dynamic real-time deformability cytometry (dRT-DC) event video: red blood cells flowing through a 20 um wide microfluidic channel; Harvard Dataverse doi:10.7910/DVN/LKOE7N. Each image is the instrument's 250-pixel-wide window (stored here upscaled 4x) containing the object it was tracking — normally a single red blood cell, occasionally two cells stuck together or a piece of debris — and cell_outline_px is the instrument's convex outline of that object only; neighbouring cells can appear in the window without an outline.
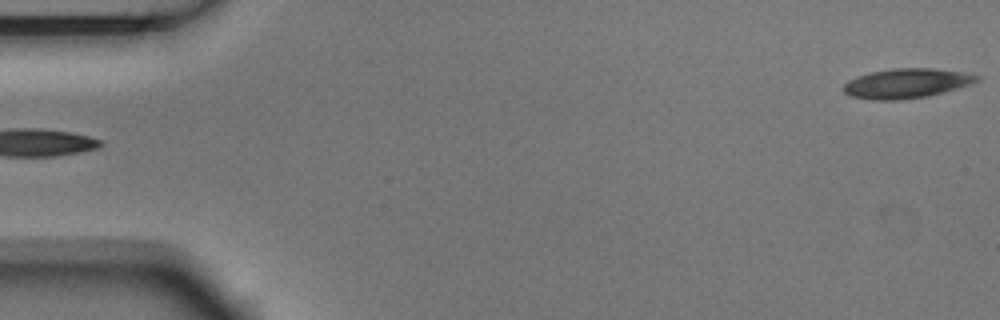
{"species": "Egyptian fruit bat (a non-hibernating species)", "species_latin": "Rousettus aegyptiacus", "temperature_condition": "room temperature", "stored_images_in_passage": 5, "camera_frame_rate_fps": 3000, "um_per_image_px": 0.085, "animal": {"sex": "male"}, "frame": {"image": 1, "passage_image": 1, "time_ms": 0.0, "image_size_px": [1000, 320], "cell_outline_px": [[980, 80], [972, 84], [944, 92], [928, 96], [900, 100], [872, 100], [848, 96], [840, 88], [848, 80], [856, 76], [872, 72], [892, 68], [932, 68], [960, 72], [980, 76]], "centroid_in_image_um": [77.0, 7.09], "position_along_channel_um": 8.0, "area_um2": 23.24}}
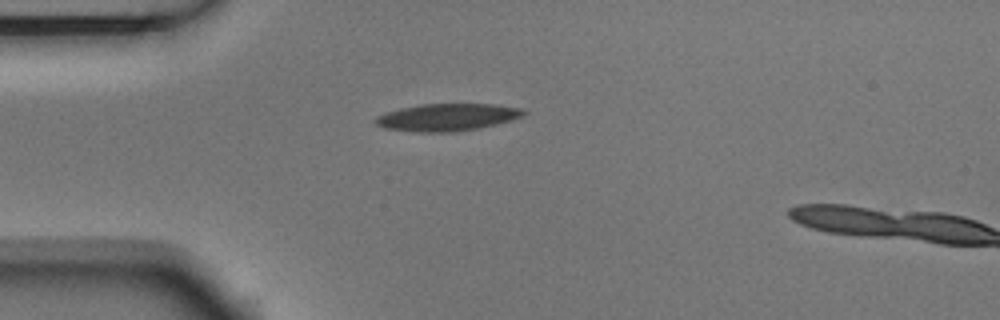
{"frame": {"image": 2, "passage_image": 4, "time_ms": 1.0, "image_size_px": [1000, 320], "cell_outline_px": [[528, 112], [524, 116], [512, 120], [496, 124], [476, 128], [452, 132], [416, 132], [384, 128], [376, 124], [372, 120], [376, 116], [400, 108], [420, 104], [496, 104], [524, 108]], "centroid_in_image_um": [38.04, 9.96], "position_along_channel_um": 47.0, "area_um2": 23.7}}